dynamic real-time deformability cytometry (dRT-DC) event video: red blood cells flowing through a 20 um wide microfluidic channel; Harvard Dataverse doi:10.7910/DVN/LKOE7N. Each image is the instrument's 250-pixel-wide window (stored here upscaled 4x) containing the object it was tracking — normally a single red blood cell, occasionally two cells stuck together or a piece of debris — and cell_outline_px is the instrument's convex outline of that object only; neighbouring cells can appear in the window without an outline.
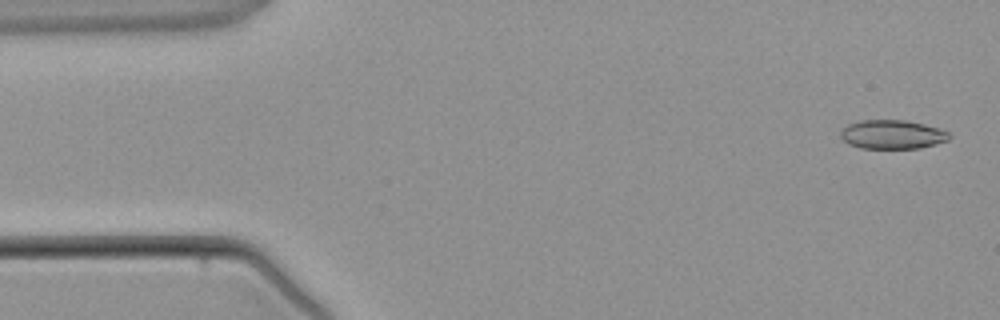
{"species": "common noctule bat (a hibernating species)", "species_latin": "Nyctalus noctula", "temperature_condition": "warm", "stored_images_in_passage": 4, "camera_frame_rate_fps": 3000, "um_per_image_px": 0.085, "animal": {"sex": "male", "body_mass_g": 21.5, "forearm_length_mm": 52.0}, "frame": {"image": 1, "passage_image": 1, "time_ms": 0.0, "image_size_px": [1000, 320], "cell_outline_px": [[952, 136], [948, 140], [936, 144], [920, 148], [860, 148], [848, 144], [840, 136], [840, 132], [848, 124], [860, 120], [904, 120], [924, 124], [948, 132]], "centroid_in_image_um": [75.83, 11.43], "position_along_channel_um": 9.2, "area_um2": 18.26}}
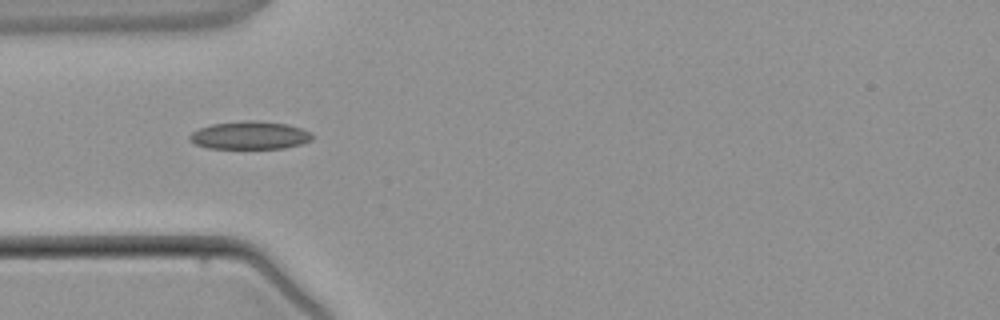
{"frame": {"image": 2, "passage_image": 4, "time_ms": 3.667, "image_size_px": [1000, 320], "cell_outline_px": [[312, 140], [300, 144], [284, 148], [208, 148], [192, 144], [188, 140], [188, 136], [192, 132], [200, 128], [212, 124], [248, 120], [252, 120], [288, 124], [312, 132]], "centroid_in_image_um": [21.21, 11.5], "position_along_channel_um": 63.8, "area_um2": 20.0}}